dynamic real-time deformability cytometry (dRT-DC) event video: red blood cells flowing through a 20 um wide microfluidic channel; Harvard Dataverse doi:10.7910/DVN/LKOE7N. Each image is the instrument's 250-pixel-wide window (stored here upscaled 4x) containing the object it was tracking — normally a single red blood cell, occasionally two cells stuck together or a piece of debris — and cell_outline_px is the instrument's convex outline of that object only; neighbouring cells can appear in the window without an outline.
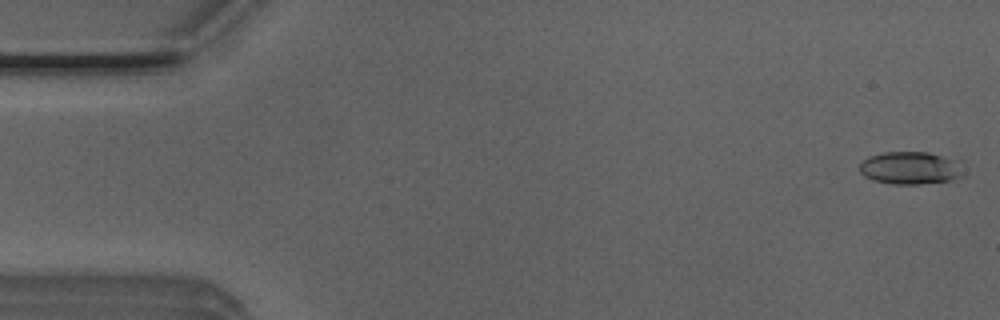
{"species": "Egyptian fruit bat (a non-hibernating species)", "species_latin": "Rousettus aegyptiacus", "temperature_condition": "room temperature", "stored_images_in_passage": 46, "camera_frame_rate_fps": 3000, "um_per_image_px": 0.085, "animal": {"sex": "male"}, "frame": {"image": 1, "passage_image": 1, "time_ms": 0.0, "image_size_px": [1000, 320], "cell_outline_px": [[964, 160], [960, 176], [948, 180], [920, 184], [892, 184], [872, 180], [864, 176], [860, 172], [860, 164], [868, 156], [884, 152], [928, 152]], "centroid_in_image_um": [77.41, 14.26], "position_along_channel_um": 7.6, "area_um2": 20.0}}
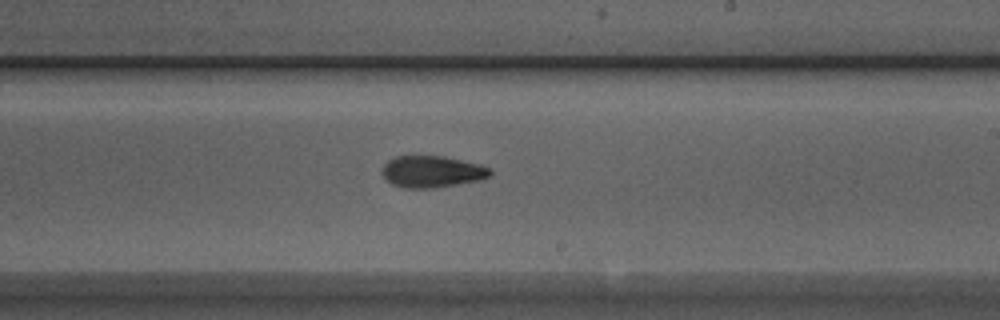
{"frame": {"image": 2, "passage_image": 30, "time_ms": 9.667, "image_size_px": [1000, 320], "cell_outline_px": [[492, 176], [480, 180], [432, 188], [404, 188], [392, 184], [384, 180], [380, 172], [384, 164], [388, 160], [396, 156], [444, 156], [480, 164], [492, 168]], "centroid_in_image_um": [36.71, 14.59], "position_along_channel_um": 252.3, "area_um2": 20.23}}
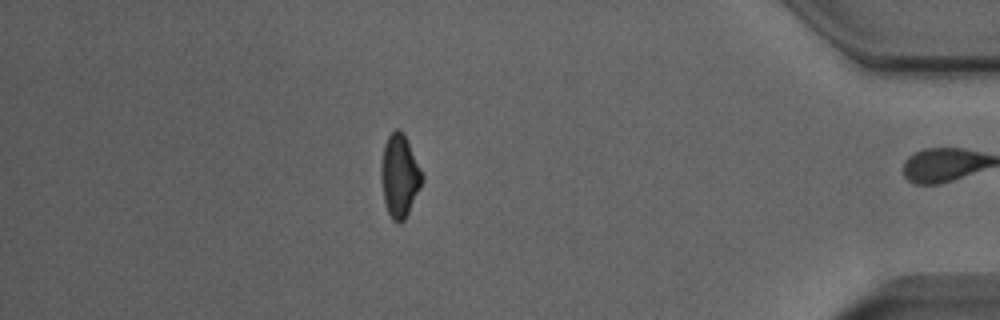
{"frame": {"image": 3, "passage_image": 45, "time_ms": 14.667, "image_size_px": [1000, 320], "cell_outline_px": [[424, 180], [404, 220], [400, 224], [392, 220], [388, 212], [384, 200], [380, 176], [380, 168], [384, 144], [388, 136], [396, 128], [400, 128], [404, 132], [408, 140], [424, 176]], "centroid_in_image_um": [33.96, 14.91], "position_along_channel_um": 401.2, "area_um2": 19.94}, "authors_computed_cell_mechanics": {"area_um2": 19.7676, "velocity_mm_per_s": 3.9044, "shape_relaxation_time_tau1_ms": 5.6231, "shape_relaxation_time_tau2_ms": 4.0767, "deformation_change_tau1": 0.1531, "deformation_change_tau2": 0.1158}}